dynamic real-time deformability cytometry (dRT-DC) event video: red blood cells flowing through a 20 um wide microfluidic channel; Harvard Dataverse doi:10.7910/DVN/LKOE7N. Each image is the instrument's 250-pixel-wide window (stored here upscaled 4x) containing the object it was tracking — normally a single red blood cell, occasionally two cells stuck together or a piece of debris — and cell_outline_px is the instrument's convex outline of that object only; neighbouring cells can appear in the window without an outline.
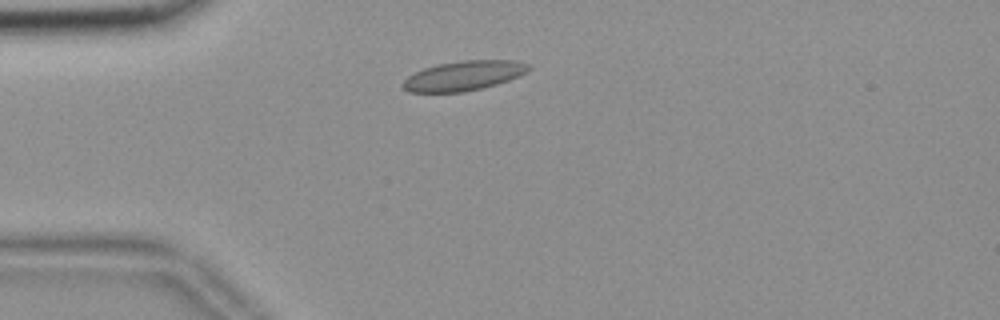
{"species": "common noctule bat (a hibernating species)", "species_latin": "Nyctalus noctula", "temperature_condition": "room temperature", "stored_images_in_passage": 48, "camera_frame_rate_fps": 3000, "um_per_image_px": 0.085, "animal": {"sex": "female", "body_mass_g": 18.4}, "frame": {"image": 1, "passage_image": 7, "time_ms": 2.0, "image_size_px": [1000, 320], "cell_outline_px": [[532, 68], [528, 72], [508, 80], [496, 84], [464, 92], [408, 92], [400, 84], [408, 76], [424, 68], [436, 64], [460, 60], [516, 60], [528, 64]], "centroid_in_image_um": [39.42, 6.42], "position_along_channel_um": 45.6, "area_um2": 21.79}}
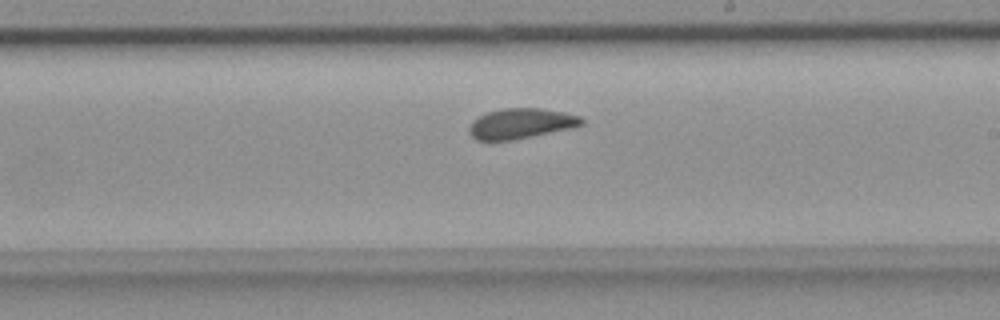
{"frame": {"image": 2, "passage_image": 25, "time_ms": 8.0, "image_size_px": [1000, 320], "cell_outline_px": [[584, 124], [572, 128], [512, 140], [476, 140], [468, 132], [468, 128], [472, 120], [488, 112], [504, 108], [544, 108], [564, 112], [580, 116], [584, 120]], "centroid_in_image_um": [44.29, 10.49], "position_along_channel_um": 244.7, "area_um2": 19.88}}
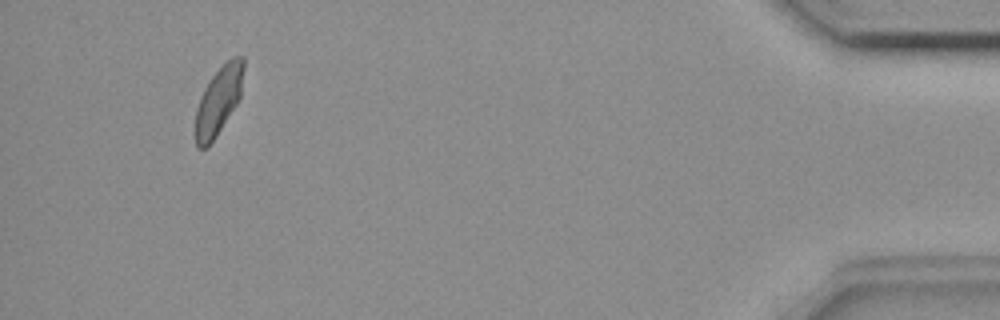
{"frame": {"image": 3, "passage_image": 45, "time_ms": 14.667, "image_size_px": [1000, 320], "cell_outline_px": [[244, 68], [240, 96], [236, 104], [216, 136], [208, 148], [196, 148], [196, 108], [200, 96], [204, 88], [212, 76], [232, 56], [244, 56]], "centroid_in_image_um": [18.57, 8.55], "position_along_channel_um": 416.6, "area_um2": 18.9}, "authors_computed_cell_mechanics": {"area_um2": 20.2011, "velocity_mm_per_s": 3.6249, "shape_relaxation_time_tau1_ms": 8.9479, "shape_relaxation_time_tau2_ms": 0.7141, "deformation_change_tau1": 0.1218, "deformation_change_tau2": 0.0574}}